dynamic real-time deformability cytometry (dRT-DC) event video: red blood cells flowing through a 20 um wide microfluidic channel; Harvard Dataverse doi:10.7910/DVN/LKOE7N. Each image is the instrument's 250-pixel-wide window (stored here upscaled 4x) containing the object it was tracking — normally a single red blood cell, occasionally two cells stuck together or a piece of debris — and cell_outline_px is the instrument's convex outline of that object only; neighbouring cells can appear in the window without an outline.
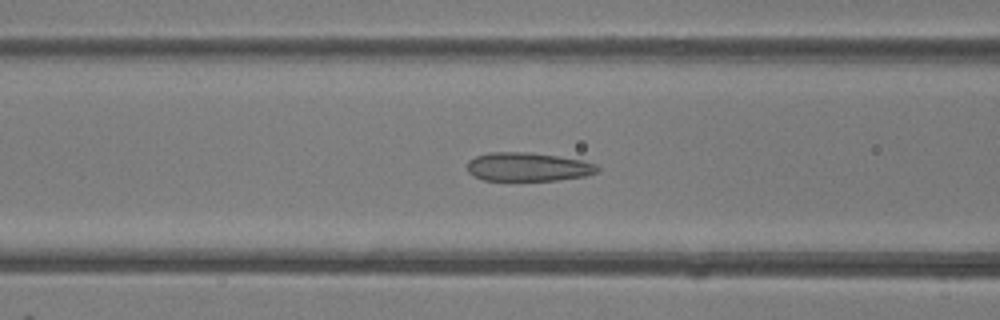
{"species": "common noctule bat (a hibernating species)", "species_latin": "Nyctalus noctula", "temperature_condition": "room temperature", "stored_images_in_passage": 34, "camera_frame_rate_fps": 3000, "um_per_image_px": 0.085, "animal": {"sex": "female"}, "frame": {"image": 1, "passage_image": 5, "time_ms": 1.333, "image_size_px": [1000, 320], "cell_outline_px": [[600, 172], [584, 176], [556, 180], [484, 180], [472, 176], [468, 172], [468, 160], [476, 156], [488, 152], [528, 152], [584, 160], [596, 164], [600, 168]], "centroid_in_image_um": [44.88, 14.18], "position_along_channel_um": 121.7, "area_um2": 21.85}}
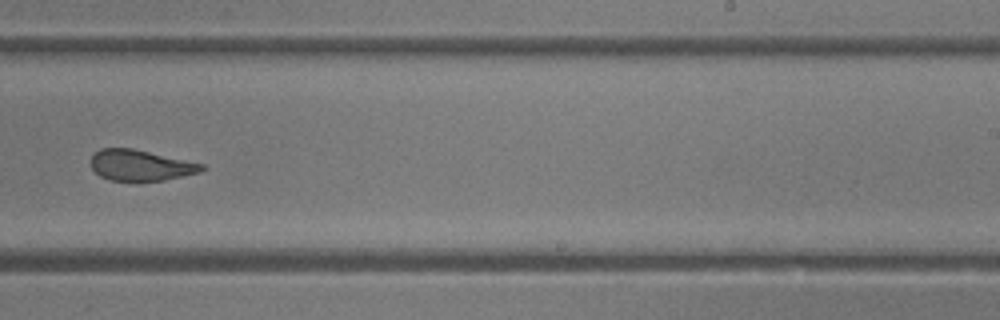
{"frame": {"image": 2, "passage_image": 16, "time_ms": 5.0, "image_size_px": [1000, 320], "cell_outline_px": [[204, 168], [200, 172], [164, 180], [108, 180], [100, 176], [92, 168], [88, 160], [100, 148], [132, 148], [204, 164]], "centroid_in_image_um": [11.9, 14.04], "position_along_channel_um": 277.1, "area_um2": 19.77}}
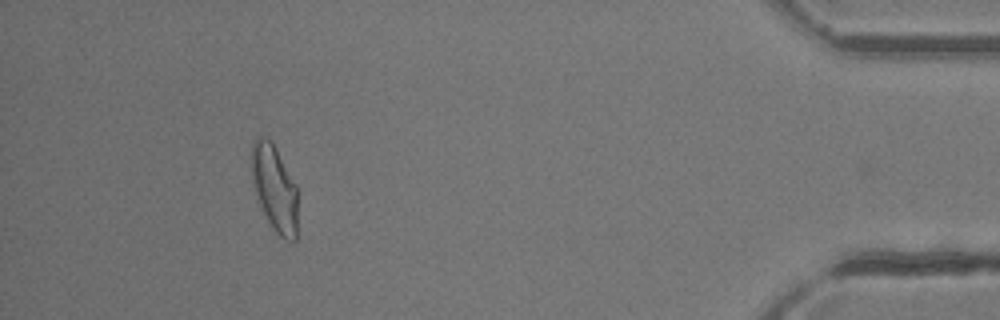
{"frame": {"image": 3, "passage_image": 30, "time_ms": 9.667, "image_size_px": [1000, 320], "cell_outline_px": [[296, 240], [288, 244], [272, 228], [256, 196], [252, 184], [252, 140], [260, 136], [264, 136], [272, 140], [296, 184]], "centroid_in_image_um": [23.33, 15.98], "position_along_channel_um": 411.9, "area_um2": 23.29}, "authors_computed_cell_mechanics": {"area_um2": 21.7328, "velocity_mm_per_s": 4.2395, "shape_relaxation_time_tau1_ms": null, "shape_relaxation_time_tau2_ms": 1.4207, "deformation_change_tau1": null, "deformation_change_tau2": 0.0839}}